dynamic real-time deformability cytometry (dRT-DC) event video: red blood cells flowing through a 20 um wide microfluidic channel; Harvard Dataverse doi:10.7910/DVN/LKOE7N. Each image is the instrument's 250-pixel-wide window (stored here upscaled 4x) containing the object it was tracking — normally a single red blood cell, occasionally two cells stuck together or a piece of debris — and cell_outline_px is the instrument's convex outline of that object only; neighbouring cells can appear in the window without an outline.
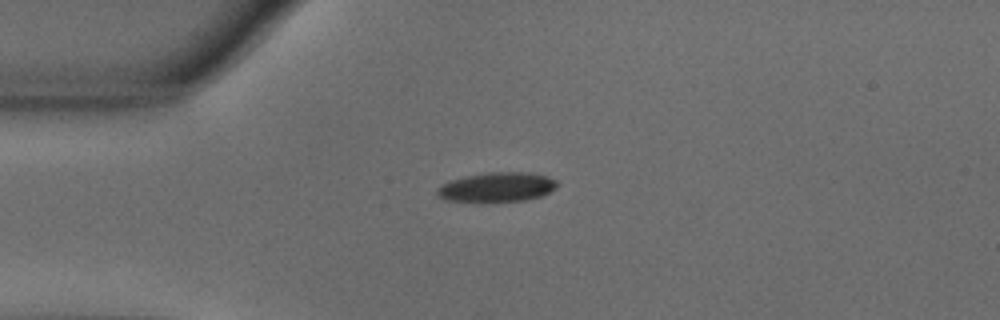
{"species": "common noctule bat (a hibernating species)", "species_latin": "Nyctalus noctula", "temperature_condition": "warm", "stored_images_in_passage": 44, "camera_frame_rate_fps": 3000, "um_per_image_px": 0.085, "animal": {"sex": "male", "body_mass_g": 18.8}, "frame": {"image": 1, "passage_image": 1, "time_ms": 0.0, "image_size_px": [1000, 320], "cell_outline_px": [[560, 184], [556, 188], [540, 196], [524, 200], [480, 204], [444, 200], [436, 196], [436, 188], [440, 184], [448, 180], [488, 172], [528, 172], [548, 176], [556, 180]], "centroid_in_image_um": [42.16, 15.94], "position_along_channel_um": 42.8, "area_um2": 21.5}}
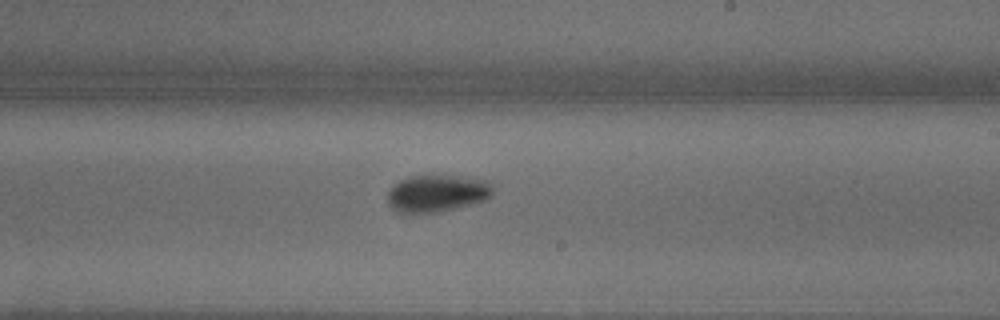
{"frame": {"image": 2, "passage_image": 20, "time_ms": 6.333, "image_size_px": [1000, 320], "cell_outline_px": [[492, 196], [484, 200], [436, 212], [412, 216], [400, 212], [392, 208], [388, 204], [388, 192], [392, 184], [408, 176], [456, 176], [488, 180], [492, 184]], "centroid_in_image_um": [37.09, 16.45], "position_along_channel_um": 251.9, "area_um2": 22.95}}
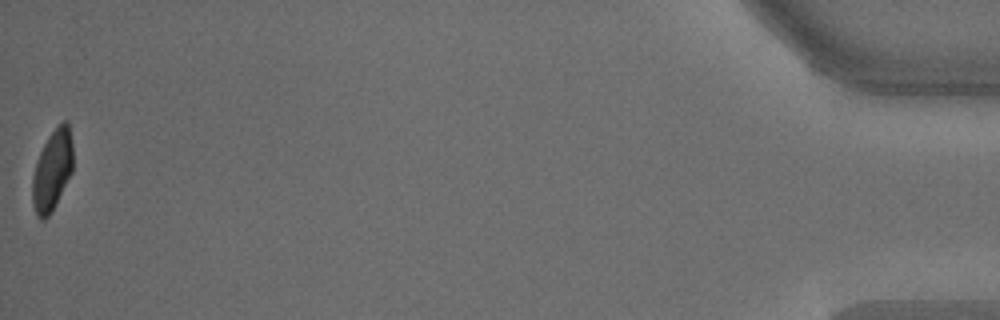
{"frame": {"image": 3, "passage_image": 43, "time_ms": 14.0, "image_size_px": [1000, 320], "cell_outline_px": [[72, 172], [52, 212], [44, 220], [40, 220], [36, 216], [32, 204], [32, 176], [40, 152], [48, 136], [64, 120], [68, 120], [72, 144]], "centroid_in_image_um": [4.43, 14.52], "position_along_channel_um": 430.8, "area_um2": 19.07}, "authors_computed_cell_mechanics": {"area_um2": 21.4727, "velocity_mm_per_s": 3.6132, "shape_relaxation_time_tau1_ms": 3.3871, "shape_relaxation_time_tau2_ms": 2.0983, "deformation_change_tau1": 0.1422, "deformation_change_tau2": 0.0567}}